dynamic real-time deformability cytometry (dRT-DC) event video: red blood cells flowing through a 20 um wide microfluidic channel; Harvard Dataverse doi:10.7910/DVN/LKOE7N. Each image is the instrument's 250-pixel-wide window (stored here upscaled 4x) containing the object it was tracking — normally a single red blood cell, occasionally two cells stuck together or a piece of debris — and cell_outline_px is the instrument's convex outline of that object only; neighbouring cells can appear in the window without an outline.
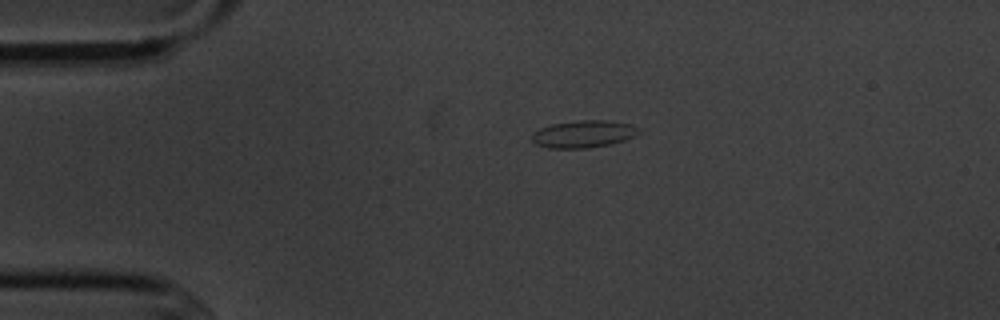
{"species": "common noctule bat (a hibernating species)", "species_latin": "Nyctalus noctula", "temperature_condition": "cold", "stored_images_in_passage": 2, "camera_frame_rate_fps": 3000, "um_per_image_px": 0.085, "animal": {"sex": "male", "body_mass_g": 20.1, "forearm_length_mm": 53.5}, "frame": {"image": 1, "passage_image": 1, "time_ms": 0.0, "image_size_px": [1000, 320], "cell_outline_px": [[640, 132], [624, 140], [608, 144], [588, 148], [548, 148], [536, 144], [532, 140], [532, 132], [540, 128], [552, 124], [580, 120], [608, 120], [632, 124], [640, 128]], "centroid_in_image_um": [49.59, 11.38], "position_along_channel_um": 35.4, "area_um2": 16.94}}